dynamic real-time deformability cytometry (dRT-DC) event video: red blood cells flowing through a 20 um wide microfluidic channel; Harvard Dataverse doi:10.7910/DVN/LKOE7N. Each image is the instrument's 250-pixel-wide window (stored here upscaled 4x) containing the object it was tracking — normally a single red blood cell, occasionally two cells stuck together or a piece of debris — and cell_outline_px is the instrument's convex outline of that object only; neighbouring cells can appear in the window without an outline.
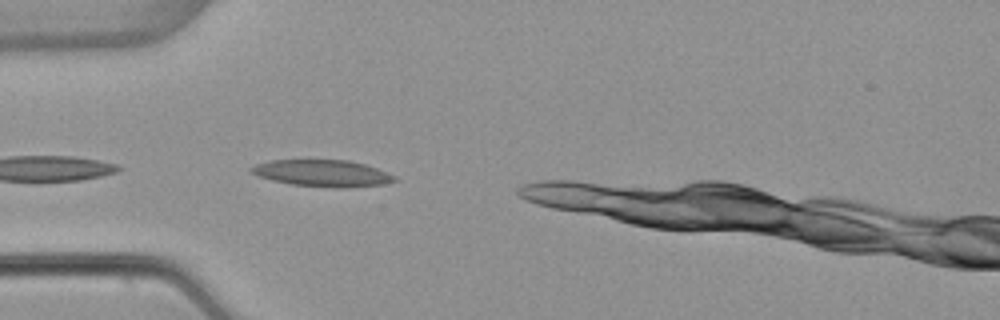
{"species": "common noctule bat (a hibernating species)", "species_latin": "Nyctalus noctula", "temperature_condition": "warm", "stored_images_in_passage": 10, "camera_frame_rate_fps": 3000, "um_per_image_px": 0.085, "animal": {"sex": "female", "body_mass_g": 22.7, "forearm_length_mm": 54.2}, "frame": {"image": 1, "passage_image": 2, "time_ms": 0.333, "image_size_px": [1000, 320], "cell_outline_px": [[396, 180], [384, 184], [348, 188], [336, 188], [292, 184], [272, 180], [260, 176], [252, 172], [248, 168], [256, 164], [272, 160], [348, 160], [364, 164], [388, 172], [396, 176]], "centroid_in_image_um": [27.44, 14.72], "position_along_channel_um": 57.6, "area_um2": 22.2}}